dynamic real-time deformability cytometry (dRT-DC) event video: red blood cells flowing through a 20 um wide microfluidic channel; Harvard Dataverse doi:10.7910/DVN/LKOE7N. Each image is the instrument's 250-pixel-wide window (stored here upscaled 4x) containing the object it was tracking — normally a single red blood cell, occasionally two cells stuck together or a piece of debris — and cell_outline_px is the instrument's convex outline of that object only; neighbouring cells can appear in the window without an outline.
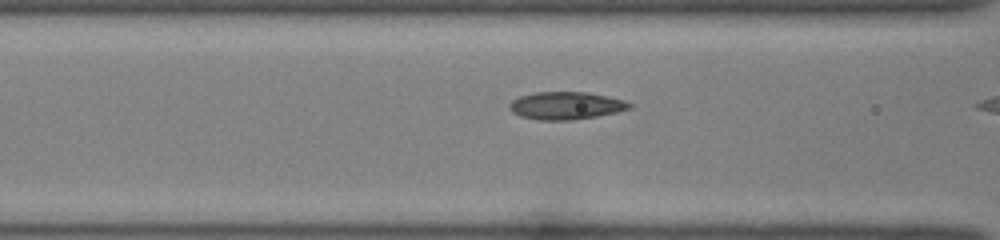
{"species": "common noctule bat (a hibernating species)", "species_latin": "Nyctalus noctula", "temperature_condition": "room temperature", "stored_images_in_passage": 11, "camera_frame_rate_fps": 3000, "um_per_image_px": 0.085, "animal": {"sex": "female", "body_mass_g": 22.0, "forearm_length_mm": 56.7}, "frame": {"image": 1, "passage_image": 10, "time_ms": 3.0, "image_size_px": [1000, 240], "cell_outline_px": [[632, 108], [616, 112], [596, 116], [572, 120], [536, 120], [520, 116], [512, 112], [508, 108], [508, 104], [512, 100], [520, 96], [532, 92], [588, 92], [608, 96], [624, 100], [632, 104]], "centroid_in_image_um": [48.08, 8.97], "position_along_channel_um": 118.5, "area_um2": 19.48}}